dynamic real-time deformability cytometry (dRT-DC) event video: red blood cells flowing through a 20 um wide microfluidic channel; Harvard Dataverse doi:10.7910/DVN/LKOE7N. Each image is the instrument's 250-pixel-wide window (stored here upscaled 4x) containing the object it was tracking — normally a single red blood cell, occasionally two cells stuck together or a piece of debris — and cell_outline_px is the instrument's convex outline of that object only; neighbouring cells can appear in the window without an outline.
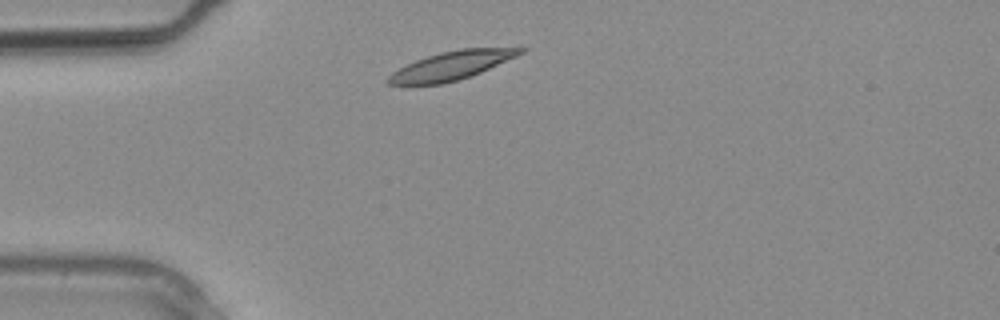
{"species": "common noctule bat (a hibernating species)", "species_latin": "Nyctalus noctula", "temperature_condition": "warm", "stored_images_in_passage": 3, "segment_of_instrument_passage": [2, 2], "camera_frame_rate_fps": 3000, "um_per_image_px": 0.085, "animal": {"sex": "male", "body_mass_g": 20.4}, "frame": {"image": 1, "passage_image": 3, "time_ms": 0.667, "image_size_px": [1000, 320], "cell_outline_px": [[528, 48], [524, 52], [516, 56], [480, 72], [456, 80], [440, 84], [388, 84], [384, 80], [392, 72], [416, 60], [440, 52], [460, 48]], "centroid_in_image_um": [38.35, 5.56], "position_along_channel_um": 46.7, "area_um2": 21.44}}